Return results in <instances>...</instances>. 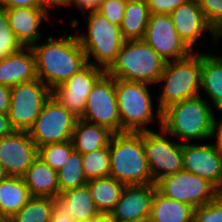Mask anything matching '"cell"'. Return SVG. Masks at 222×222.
Returning <instances> with one entry per match:
<instances>
[{
    "instance_id": "obj_1",
    "label": "cell",
    "mask_w": 222,
    "mask_h": 222,
    "mask_svg": "<svg viewBox=\"0 0 222 222\" xmlns=\"http://www.w3.org/2000/svg\"><path fill=\"white\" fill-rule=\"evenodd\" d=\"M30 48L35 55L37 78L50 90L64 84L87 64L77 35L48 37L46 43Z\"/></svg>"
},
{
    "instance_id": "obj_2",
    "label": "cell",
    "mask_w": 222,
    "mask_h": 222,
    "mask_svg": "<svg viewBox=\"0 0 222 222\" xmlns=\"http://www.w3.org/2000/svg\"><path fill=\"white\" fill-rule=\"evenodd\" d=\"M109 152V176L125 185L154 183L143 146V132L113 134Z\"/></svg>"
},
{
    "instance_id": "obj_3",
    "label": "cell",
    "mask_w": 222,
    "mask_h": 222,
    "mask_svg": "<svg viewBox=\"0 0 222 222\" xmlns=\"http://www.w3.org/2000/svg\"><path fill=\"white\" fill-rule=\"evenodd\" d=\"M208 103L199 95L170 105L162 111L161 128L184 142L212 138L214 113Z\"/></svg>"
},
{
    "instance_id": "obj_4",
    "label": "cell",
    "mask_w": 222,
    "mask_h": 222,
    "mask_svg": "<svg viewBox=\"0 0 222 222\" xmlns=\"http://www.w3.org/2000/svg\"><path fill=\"white\" fill-rule=\"evenodd\" d=\"M166 61L143 40H127L106 73L115 79L157 84Z\"/></svg>"
},
{
    "instance_id": "obj_5",
    "label": "cell",
    "mask_w": 222,
    "mask_h": 222,
    "mask_svg": "<svg viewBox=\"0 0 222 222\" xmlns=\"http://www.w3.org/2000/svg\"><path fill=\"white\" fill-rule=\"evenodd\" d=\"M150 84L124 79H115V88L119 115L121 118V133H140L151 131L147 128L153 119H158L162 126V112L157 108L154 115L152 98L148 89Z\"/></svg>"
},
{
    "instance_id": "obj_6",
    "label": "cell",
    "mask_w": 222,
    "mask_h": 222,
    "mask_svg": "<svg viewBox=\"0 0 222 222\" xmlns=\"http://www.w3.org/2000/svg\"><path fill=\"white\" fill-rule=\"evenodd\" d=\"M202 53L192 52L188 57L167 61L157 83L163 91L159 93L158 108L162 112L172 104L200 95Z\"/></svg>"
},
{
    "instance_id": "obj_7",
    "label": "cell",
    "mask_w": 222,
    "mask_h": 222,
    "mask_svg": "<svg viewBox=\"0 0 222 222\" xmlns=\"http://www.w3.org/2000/svg\"><path fill=\"white\" fill-rule=\"evenodd\" d=\"M84 17L88 20L87 32L77 36L84 49L87 63L107 70L126 41L121 28L112 24L98 11L88 12ZM91 55L96 61L90 62Z\"/></svg>"
},
{
    "instance_id": "obj_8",
    "label": "cell",
    "mask_w": 222,
    "mask_h": 222,
    "mask_svg": "<svg viewBox=\"0 0 222 222\" xmlns=\"http://www.w3.org/2000/svg\"><path fill=\"white\" fill-rule=\"evenodd\" d=\"M51 90L38 78L11 88L8 117L17 131H29L39 116Z\"/></svg>"
},
{
    "instance_id": "obj_9",
    "label": "cell",
    "mask_w": 222,
    "mask_h": 222,
    "mask_svg": "<svg viewBox=\"0 0 222 222\" xmlns=\"http://www.w3.org/2000/svg\"><path fill=\"white\" fill-rule=\"evenodd\" d=\"M77 120L51 95L29 130L31 139L37 148L50 143L70 141Z\"/></svg>"
},
{
    "instance_id": "obj_10",
    "label": "cell",
    "mask_w": 222,
    "mask_h": 222,
    "mask_svg": "<svg viewBox=\"0 0 222 222\" xmlns=\"http://www.w3.org/2000/svg\"><path fill=\"white\" fill-rule=\"evenodd\" d=\"M160 130L159 133L153 130L143 132V146L154 184L183 170V143L170 140L169 134L162 128Z\"/></svg>"
},
{
    "instance_id": "obj_11",
    "label": "cell",
    "mask_w": 222,
    "mask_h": 222,
    "mask_svg": "<svg viewBox=\"0 0 222 222\" xmlns=\"http://www.w3.org/2000/svg\"><path fill=\"white\" fill-rule=\"evenodd\" d=\"M85 121L108 128L114 134L121 133L115 78L105 73L94 85L87 97L83 117Z\"/></svg>"
},
{
    "instance_id": "obj_12",
    "label": "cell",
    "mask_w": 222,
    "mask_h": 222,
    "mask_svg": "<svg viewBox=\"0 0 222 222\" xmlns=\"http://www.w3.org/2000/svg\"><path fill=\"white\" fill-rule=\"evenodd\" d=\"M156 186L167 198L187 203L193 208L218 196L217 188L211 182L184 169L162 178Z\"/></svg>"
},
{
    "instance_id": "obj_13",
    "label": "cell",
    "mask_w": 222,
    "mask_h": 222,
    "mask_svg": "<svg viewBox=\"0 0 222 222\" xmlns=\"http://www.w3.org/2000/svg\"><path fill=\"white\" fill-rule=\"evenodd\" d=\"M106 70L87 63L81 70L70 77L64 84L51 90V95L76 118L84 114L86 100L96 82Z\"/></svg>"
},
{
    "instance_id": "obj_14",
    "label": "cell",
    "mask_w": 222,
    "mask_h": 222,
    "mask_svg": "<svg viewBox=\"0 0 222 222\" xmlns=\"http://www.w3.org/2000/svg\"><path fill=\"white\" fill-rule=\"evenodd\" d=\"M142 40L166 62L186 58L192 53L180 39L168 14H150Z\"/></svg>"
},
{
    "instance_id": "obj_15",
    "label": "cell",
    "mask_w": 222,
    "mask_h": 222,
    "mask_svg": "<svg viewBox=\"0 0 222 222\" xmlns=\"http://www.w3.org/2000/svg\"><path fill=\"white\" fill-rule=\"evenodd\" d=\"M38 157L29 131H17L0 138V163L9 176L22 177Z\"/></svg>"
},
{
    "instance_id": "obj_16",
    "label": "cell",
    "mask_w": 222,
    "mask_h": 222,
    "mask_svg": "<svg viewBox=\"0 0 222 222\" xmlns=\"http://www.w3.org/2000/svg\"><path fill=\"white\" fill-rule=\"evenodd\" d=\"M183 169L208 180L218 189L222 181V153L212 143H183Z\"/></svg>"
},
{
    "instance_id": "obj_17",
    "label": "cell",
    "mask_w": 222,
    "mask_h": 222,
    "mask_svg": "<svg viewBox=\"0 0 222 222\" xmlns=\"http://www.w3.org/2000/svg\"><path fill=\"white\" fill-rule=\"evenodd\" d=\"M170 15L180 39L192 52L203 32L209 31L215 42L218 40L217 33L208 24L198 0H189L177 7Z\"/></svg>"
},
{
    "instance_id": "obj_18",
    "label": "cell",
    "mask_w": 222,
    "mask_h": 222,
    "mask_svg": "<svg viewBox=\"0 0 222 222\" xmlns=\"http://www.w3.org/2000/svg\"><path fill=\"white\" fill-rule=\"evenodd\" d=\"M156 184L125 185L111 215L120 221L133 222L150 215Z\"/></svg>"
},
{
    "instance_id": "obj_19",
    "label": "cell",
    "mask_w": 222,
    "mask_h": 222,
    "mask_svg": "<svg viewBox=\"0 0 222 222\" xmlns=\"http://www.w3.org/2000/svg\"><path fill=\"white\" fill-rule=\"evenodd\" d=\"M10 27L23 47H31L39 40V27L43 18L49 20L50 14L41 7H18L5 9Z\"/></svg>"
},
{
    "instance_id": "obj_20",
    "label": "cell",
    "mask_w": 222,
    "mask_h": 222,
    "mask_svg": "<svg viewBox=\"0 0 222 222\" xmlns=\"http://www.w3.org/2000/svg\"><path fill=\"white\" fill-rule=\"evenodd\" d=\"M34 79H37L35 55L30 47L0 60V85L12 88Z\"/></svg>"
},
{
    "instance_id": "obj_21",
    "label": "cell",
    "mask_w": 222,
    "mask_h": 222,
    "mask_svg": "<svg viewBox=\"0 0 222 222\" xmlns=\"http://www.w3.org/2000/svg\"><path fill=\"white\" fill-rule=\"evenodd\" d=\"M31 196H59L57 171L47 165L39 156L22 176Z\"/></svg>"
},
{
    "instance_id": "obj_22",
    "label": "cell",
    "mask_w": 222,
    "mask_h": 222,
    "mask_svg": "<svg viewBox=\"0 0 222 222\" xmlns=\"http://www.w3.org/2000/svg\"><path fill=\"white\" fill-rule=\"evenodd\" d=\"M113 134L106 127L78 119L72 135L74 150L84 154L106 147Z\"/></svg>"
},
{
    "instance_id": "obj_23",
    "label": "cell",
    "mask_w": 222,
    "mask_h": 222,
    "mask_svg": "<svg viewBox=\"0 0 222 222\" xmlns=\"http://www.w3.org/2000/svg\"><path fill=\"white\" fill-rule=\"evenodd\" d=\"M194 208L167 198L158 190L153 196L150 217L153 222H193Z\"/></svg>"
},
{
    "instance_id": "obj_24",
    "label": "cell",
    "mask_w": 222,
    "mask_h": 222,
    "mask_svg": "<svg viewBox=\"0 0 222 222\" xmlns=\"http://www.w3.org/2000/svg\"><path fill=\"white\" fill-rule=\"evenodd\" d=\"M217 110L222 109V56L202 53L201 88Z\"/></svg>"
},
{
    "instance_id": "obj_25",
    "label": "cell",
    "mask_w": 222,
    "mask_h": 222,
    "mask_svg": "<svg viewBox=\"0 0 222 222\" xmlns=\"http://www.w3.org/2000/svg\"><path fill=\"white\" fill-rule=\"evenodd\" d=\"M31 197L22 177L9 176L0 181V212L9 220Z\"/></svg>"
},
{
    "instance_id": "obj_26",
    "label": "cell",
    "mask_w": 222,
    "mask_h": 222,
    "mask_svg": "<svg viewBox=\"0 0 222 222\" xmlns=\"http://www.w3.org/2000/svg\"><path fill=\"white\" fill-rule=\"evenodd\" d=\"M124 12L120 25L124 39L142 40L150 17L146 0H126Z\"/></svg>"
},
{
    "instance_id": "obj_27",
    "label": "cell",
    "mask_w": 222,
    "mask_h": 222,
    "mask_svg": "<svg viewBox=\"0 0 222 222\" xmlns=\"http://www.w3.org/2000/svg\"><path fill=\"white\" fill-rule=\"evenodd\" d=\"M99 212L110 213L119 201L125 184L112 176L88 180L86 183Z\"/></svg>"
},
{
    "instance_id": "obj_28",
    "label": "cell",
    "mask_w": 222,
    "mask_h": 222,
    "mask_svg": "<svg viewBox=\"0 0 222 222\" xmlns=\"http://www.w3.org/2000/svg\"><path fill=\"white\" fill-rule=\"evenodd\" d=\"M60 196L67 204L66 213L72 216L75 222L96 217L100 213L94 204L87 184L61 192Z\"/></svg>"
},
{
    "instance_id": "obj_29",
    "label": "cell",
    "mask_w": 222,
    "mask_h": 222,
    "mask_svg": "<svg viewBox=\"0 0 222 222\" xmlns=\"http://www.w3.org/2000/svg\"><path fill=\"white\" fill-rule=\"evenodd\" d=\"M57 176L59 195L66 190L86 185L88 181L82 166V154L74 150L63 167L57 171Z\"/></svg>"
},
{
    "instance_id": "obj_30",
    "label": "cell",
    "mask_w": 222,
    "mask_h": 222,
    "mask_svg": "<svg viewBox=\"0 0 222 222\" xmlns=\"http://www.w3.org/2000/svg\"><path fill=\"white\" fill-rule=\"evenodd\" d=\"M52 210V198L31 196L8 222H50Z\"/></svg>"
},
{
    "instance_id": "obj_31",
    "label": "cell",
    "mask_w": 222,
    "mask_h": 222,
    "mask_svg": "<svg viewBox=\"0 0 222 222\" xmlns=\"http://www.w3.org/2000/svg\"><path fill=\"white\" fill-rule=\"evenodd\" d=\"M82 166L88 180L107 177L110 174L109 145L90 153L82 154Z\"/></svg>"
},
{
    "instance_id": "obj_32",
    "label": "cell",
    "mask_w": 222,
    "mask_h": 222,
    "mask_svg": "<svg viewBox=\"0 0 222 222\" xmlns=\"http://www.w3.org/2000/svg\"><path fill=\"white\" fill-rule=\"evenodd\" d=\"M74 151L72 140L50 143L38 148V156L52 169L59 171Z\"/></svg>"
},
{
    "instance_id": "obj_33",
    "label": "cell",
    "mask_w": 222,
    "mask_h": 222,
    "mask_svg": "<svg viewBox=\"0 0 222 222\" xmlns=\"http://www.w3.org/2000/svg\"><path fill=\"white\" fill-rule=\"evenodd\" d=\"M22 48L10 27L5 8H0V60L19 52Z\"/></svg>"
},
{
    "instance_id": "obj_34",
    "label": "cell",
    "mask_w": 222,
    "mask_h": 222,
    "mask_svg": "<svg viewBox=\"0 0 222 222\" xmlns=\"http://www.w3.org/2000/svg\"><path fill=\"white\" fill-rule=\"evenodd\" d=\"M193 222H222V198L194 208Z\"/></svg>"
},
{
    "instance_id": "obj_35",
    "label": "cell",
    "mask_w": 222,
    "mask_h": 222,
    "mask_svg": "<svg viewBox=\"0 0 222 222\" xmlns=\"http://www.w3.org/2000/svg\"><path fill=\"white\" fill-rule=\"evenodd\" d=\"M208 24L218 33L222 29V0H198Z\"/></svg>"
},
{
    "instance_id": "obj_36",
    "label": "cell",
    "mask_w": 222,
    "mask_h": 222,
    "mask_svg": "<svg viewBox=\"0 0 222 222\" xmlns=\"http://www.w3.org/2000/svg\"><path fill=\"white\" fill-rule=\"evenodd\" d=\"M126 0H103L98 12L112 24L120 26L124 17Z\"/></svg>"
},
{
    "instance_id": "obj_37",
    "label": "cell",
    "mask_w": 222,
    "mask_h": 222,
    "mask_svg": "<svg viewBox=\"0 0 222 222\" xmlns=\"http://www.w3.org/2000/svg\"><path fill=\"white\" fill-rule=\"evenodd\" d=\"M189 0H146L150 14H168L170 15L180 5Z\"/></svg>"
},
{
    "instance_id": "obj_38",
    "label": "cell",
    "mask_w": 222,
    "mask_h": 222,
    "mask_svg": "<svg viewBox=\"0 0 222 222\" xmlns=\"http://www.w3.org/2000/svg\"><path fill=\"white\" fill-rule=\"evenodd\" d=\"M65 208H67V204L60 195L53 197L50 222H75L73 217L66 213Z\"/></svg>"
},
{
    "instance_id": "obj_39",
    "label": "cell",
    "mask_w": 222,
    "mask_h": 222,
    "mask_svg": "<svg viewBox=\"0 0 222 222\" xmlns=\"http://www.w3.org/2000/svg\"><path fill=\"white\" fill-rule=\"evenodd\" d=\"M102 1L103 0H69V7L76 5V7L81 10V13H83L82 15H85L87 11H97Z\"/></svg>"
},
{
    "instance_id": "obj_40",
    "label": "cell",
    "mask_w": 222,
    "mask_h": 222,
    "mask_svg": "<svg viewBox=\"0 0 222 222\" xmlns=\"http://www.w3.org/2000/svg\"><path fill=\"white\" fill-rule=\"evenodd\" d=\"M11 102V88L0 85V113L8 114Z\"/></svg>"
},
{
    "instance_id": "obj_41",
    "label": "cell",
    "mask_w": 222,
    "mask_h": 222,
    "mask_svg": "<svg viewBox=\"0 0 222 222\" xmlns=\"http://www.w3.org/2000/svg\"><path fill=\"white\" fill-rule=\"evenodd\" d=\"M40 7L39 0H2V8Z\"/></svg>"
},
{
    "instance_id": "obj_42",
    "label": "cell",
    "mask_w": 222,
    "mask_h": 222,
    "mask_svg": "<svg viewBox=\"0 0 222 222\" xmlns=\"http://www.w3.org/2000/svg\"><path fill=\"white\" fill-rule=\"evenodd\" d=\"M219 112H222V109H219ZM217 121L214 116L211 136H216V142L213 145L222 153V119H220V122Z\"/></svg>"
},
{
    "instance_id": "obj_43",
    "label": "cell",
    "mask_w": 222,
    "mask_h": 222,
    "mask_svg": "<svg viewBox=\"0 0 222 222\" xmlns=\"http://www.w3.org/2000/svg\"><path fill=\"white\" fill-rule=\"evenodd\" d=\"M15 129L13 128L8 114L0 113V138L13 133Z\"/></svg>"
},
{
    "instance_id": "obj_44",
    "label": "cell",
    "mask_w": 222,
    "mask_h": 222,
    "mask_svg": "<svg viewBox=\"0 0 222 222\" xmlns=\"http://www.w3.org/2000/svg\"><path fill=\"white\" fill-rule=\"evenodd\" d=\"M39 6L49 12L48 9L51 7L55 8L56 6L57 8L58 6H69V0H39Z\"/></svg>"
},
{
    "instance_id": "obj_45",
    "label": "cell",
    "mask_w": 222,
    "mask_h": 222,
    "mask_svg": "<svg viewBox=\"0 0 222 222\" xmlns=\"http://www.w3.org/2000/svg\"><path fill=\"white\" fill-rule=\"evenodd\" d=\"M95 222H115V218L111 215V213L100 212L95 217Z\"/></svg>"
},
{
    "instance_id": "obj_46",
    "label": "cell",
    "mask_w": 222,
    "mask_h": 222,
    "mask_svg": "<svg viewBox=\"0 0 222 222\" xmlns=\"http://www.w3.org/2000/svg\"><path fill=\"white\" fill-rule=\"evenodd\" d=\"M8 177L9 175L7 174V172L5 171V168L0 163V181H3L7 179Z\"/></svg>"
},
{
    "instance_id": "obj_47",
    "label": "cell",
    "mask_w": 222,
    "mask_h": 222,
    "mask_svg": "<svg viewBox=\"0 0 222 222\" xmlns=\"http://www.w3.org/2000/svg\"><path fill=\"white\" fill-rule=\"evenodd\" d=\"M115 222H128V221H120V220L115 219ZM133 222H153V221L151 220V217L149 215V216L140 218L138 220H134Z\"/></svg>"
},
{
    "instance_id": "obj_48",
    "label": "cell",
    "mask_w": 222,
    "mask_h": 222,
    "mask_svg": "<svg viewBox=\"0 0 222 222\" xmlns=\"http://www.w3.org/2000/svg\"><path fill=\"white\" fill-rule=\"evenodd\" d=\"M217 192H218V196L222 198V181H221L220 186L217 189Z\"/></svg>"
},
{
    "instance_id": "obj_49",
    "label": "cell",
    "mask_w": 222,
    "mask_h": 222,
    "mask_svg": "<svg viewBox=\"0 0 222 222\" xmlns=\"http://www.w3.org/2000/svg\"><path fill=\"white\" fill-rule=\"evenodd\" d=\"M0 222H8V220L0 212Z\"/></svg>"
},
{
    "instance_id": "obj_50",
    "label": "cell",
    "mask_w": 222,
    "mask_h": 222,
    "mask_svg": "<svg viewBox=\"0 0 222 222\" xmlns=\"http://www.w3.org/2000/svg\"><path fill=\"white\" fill-rule=\"evenodd\" d=\"M79 222H95V217L90 218V219H86V220H83V221H79Z\"/></svg>"
},
{
    "instance_id": "obj_51",
    "label": "cell",
    "mask_w": 222,
    "mask_h": 222,
    "mask_svg": "<svg viewBox=\"0 0 222 222\" xmlns=\"http://www.w3.org/2000/svg\"><path fill=\"white\" fill-rule=\"evenodd\" d=\"M220 37H222V29L217 33V39H219Z\"/></svg>"
},
{
    "instance_id": "obj_52",
    "label": "cell",
    "mask_w": 222,
    "mask_h": 222,
    "mask_svg": "<svg viewBox=\"0 0 222 222\" xmlns=\"http://www.w3.org/2000/svg\"><path fill=\"white\" fill-rule=\"evenodd\" d=\"M0 8H2V0H0Z\"/></svg>"
}]
</instances>
